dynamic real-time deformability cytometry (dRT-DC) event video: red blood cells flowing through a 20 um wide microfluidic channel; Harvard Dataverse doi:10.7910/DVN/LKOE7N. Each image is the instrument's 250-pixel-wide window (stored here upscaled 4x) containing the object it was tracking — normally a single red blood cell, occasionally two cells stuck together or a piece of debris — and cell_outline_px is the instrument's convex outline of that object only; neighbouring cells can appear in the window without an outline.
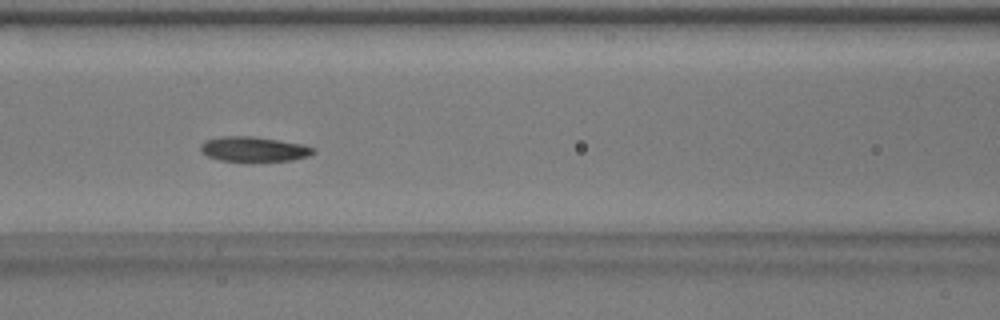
{"species": "common noctule bat (a hibernating species)", "species_latin": "Nyctalus noctula", "temperature_condition": "warm", "stored_images_in_passage": 55, "camera_frame_rate_fps": 3000, "um_per_image_px": 0.085, "animal": {"sex": "male", "body_mass_g": 17.9}, "frame": {"image": 1, "passage_image": 24, "time_ms": 7.667, "image_size_px": [1000, 320], "cell_outline_px": [[316, 152], [308, 156], [292, 160], [220, 160], [208, 156], [200, 152], [200, 144], [208, 140], [220, 136], [252, 136], [304, 144], [316, 148]], "centroid_in_image_um": [21.59, 12.66], "position_along_channel_um": 145.0, "area_um2": 16.13}, "authors_computed_cell_mechanics": {"area_um2": 16.2996, "velocity_mm_per_s": 3.7587, "shape_relaxation_time_tau1_ms": 3.5219, "shape_relaxation_time_tau2_ms": 6.2631, "deformation_change_tau1": 0.0915, "deformation_change_tau2": 0.1191}}